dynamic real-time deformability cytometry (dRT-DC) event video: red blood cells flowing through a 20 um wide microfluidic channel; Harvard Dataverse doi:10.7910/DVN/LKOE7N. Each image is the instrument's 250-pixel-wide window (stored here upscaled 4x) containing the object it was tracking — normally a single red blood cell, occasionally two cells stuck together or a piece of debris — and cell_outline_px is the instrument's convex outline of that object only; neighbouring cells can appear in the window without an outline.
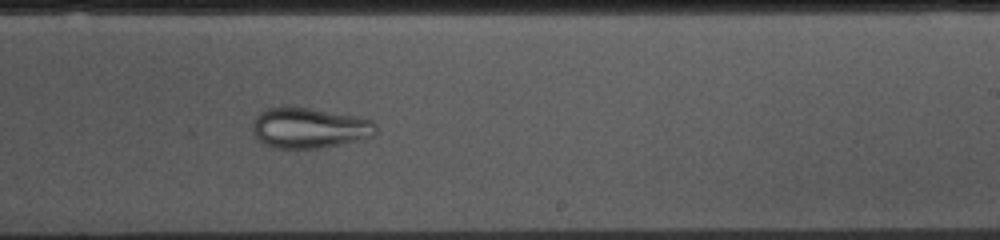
{"species": "common noctule bat (a hibernating species)", "species_latin": "Nyctalus noctula", "temperature_condition": "cold", "stored_images_in_passage": 53, "camera_frame_rate_fps": 3000, "um_per_image_px": 0.085, "animal": {"sex": "female", "body_mass_g": 10.0, "forearm_length_mm": 53.1}, "frame": {"image": 1, "passage_image": 31, "time_ms": 10.0, "image_size_px": [1000, 240], "cell_outline_px": [[376, 132], [372, 136], [344, 144], [320, 148], [276, 148], [264, 144], [252, 132], [252, 124], [256, 112], [268, 108], [288, 104], [360, 116], [372, 120], [376, 124]], "centroid_in_image_um": [26.27, 10.83], "position_along_channel_um": 262.7, "area_um2": 29.94}}
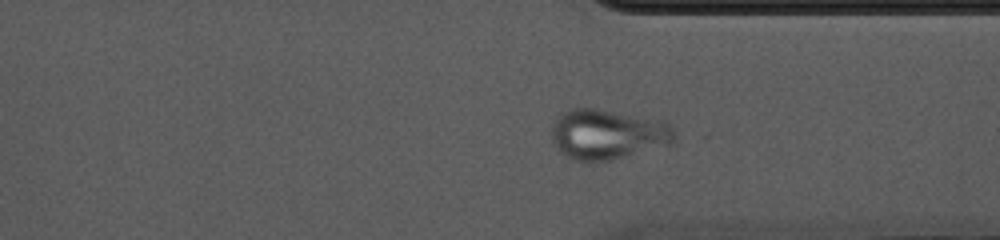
{"frame": {"image": 2, "passage_image": 39, "time_ms": 12.667, "image_size_px": [1000, 240], "cell_outline_px": [[676, 136], [668, 144], [612, 160], [576, 160], [564, 156], [556, 148], [552, 140], [552, 124], [556, 116], [572, 108], [596, 108], [664, 120], [672, 128]], "centroid_in_image_um": [51.6, 11.39], "position_along_channel_um": 359.8, "area_um2": 35.72}}
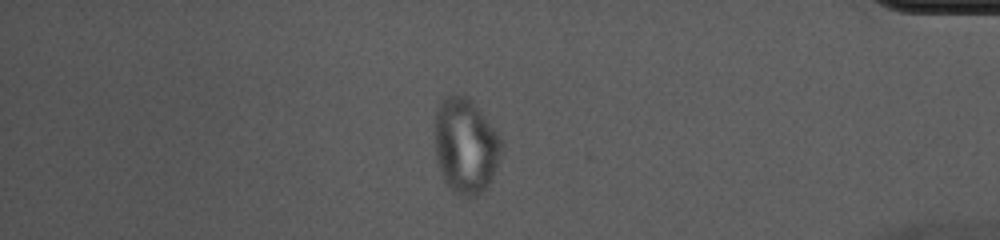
{"frame": {"image": 3, "passage_image": 45, "time_ms": 14.667, "image_size_px": [1000, 240], "cell_outline_px": [[500, 152], [492, 176], [488, 184], [476, 196], [456, 196], [448, 188], [440, 172], [436, 160], [436, 112], [440, 100], [444, 96], [456, 92], [468, 96], [472, 100], [500, 136]], "centroid_in_image_um": [39.53, 12.36], "position_along_channel_um": 395.7, "area_um2": 36.88}}